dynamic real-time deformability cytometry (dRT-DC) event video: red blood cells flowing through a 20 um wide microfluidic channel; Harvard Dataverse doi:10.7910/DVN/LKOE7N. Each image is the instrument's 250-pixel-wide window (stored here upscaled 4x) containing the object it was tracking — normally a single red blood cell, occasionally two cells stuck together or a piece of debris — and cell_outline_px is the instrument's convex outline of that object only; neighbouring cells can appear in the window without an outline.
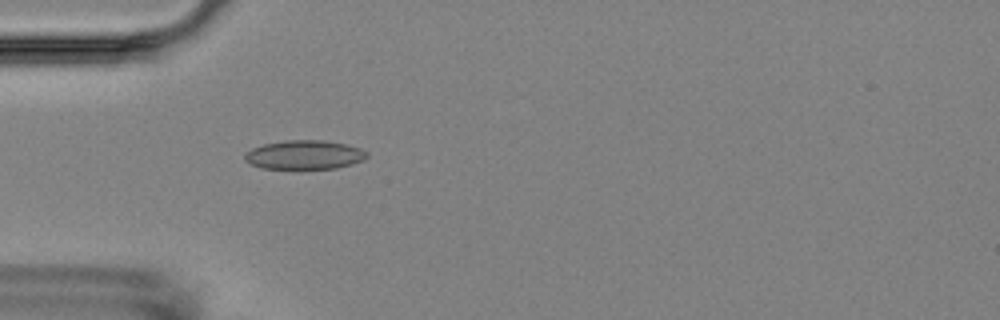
{"species": "Egyptian fruit bat (a non-hibernating species)", "species_latin": "Rousettus aegyptiacus", "temperature_condition": "room temperature", "stored_images_in_passage": 3, "camera_frame_rate_fps": 3000, "um_per_image_px": 0.085, "animal": {"sex": "female"}, "frame": {"image": 1, "passage_image": 3, "time_ms": 2.333, "image_size_px": [1000, 320], "cell_outline_px": [[368, 156], [364, 160], [352, 164], [336, 168], [260, 168], [248, 164], [244, 160], [244, 152], [252, 148], [264, 144], [284, 140], [324, 140], [344, 144], [360, 148], [368, 152]], "centroid_in_image_um": [25.84, 13.15], "position_along_channel_um": 59.2, "area_um2": 20.75}}